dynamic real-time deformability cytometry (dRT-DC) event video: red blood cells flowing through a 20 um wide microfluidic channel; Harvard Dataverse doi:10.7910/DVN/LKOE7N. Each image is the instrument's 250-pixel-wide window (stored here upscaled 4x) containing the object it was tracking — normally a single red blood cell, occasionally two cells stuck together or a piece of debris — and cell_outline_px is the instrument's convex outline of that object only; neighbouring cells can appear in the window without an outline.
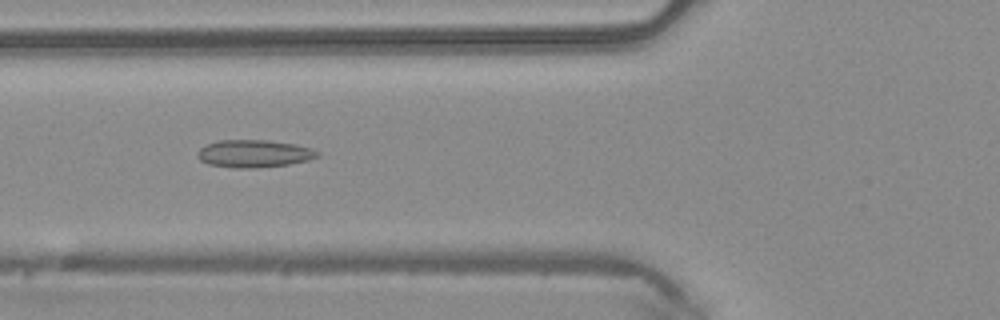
{"species": "common noctule bat (a hibernating species)", "species_latin": "Nyctalus noctula", "temperature_condition": "warm", "stored_images_in_passage": 47, "camera_frame_rate_fps": 3000, "um_per_image_px": 0.085, "animal": {"sex": "male", "body_mass_g": 20.4}, "frame": {"image": 1, "passage_image": 17, "time_ms": 5.333, "image_size_px": [1000, 320], "cell_outline_px": [[320, 156], [308, 160], [288, 164], [252, 168], [236, 168], [208, 164], [200, 160], [196, 156], [196, 152], [204, 144], [216, 140], [268, 140], [296, 144], [312, 148], [320, 152]], "centroid_in_image_um": [21.57, 13.04], "position_along_channel_um": 104.2, "area_um2": 19.48}}
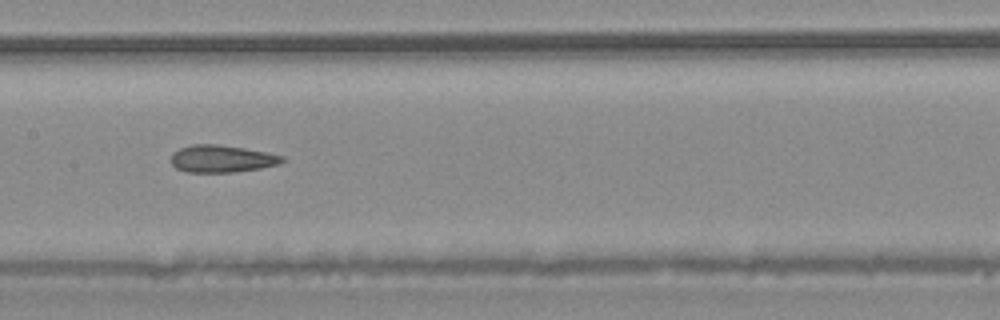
{"frame": {"image": 2, "passage_image": 23, "time_ms": 7.333, "image_size_px": [1000, 320], "cell_outline_px": [[284, 160], [280, 164], [260, 168], [232, 172], [184, 172], [176, 168], [172, 164], [172, 152], [180, 148], [192, 144], [216, 144], [244, 148], [284, 156]], "centroid_in_image_um": [18.82, 13.49], "position_along_channel_um": 188.6, "area_um2": 17.57}}
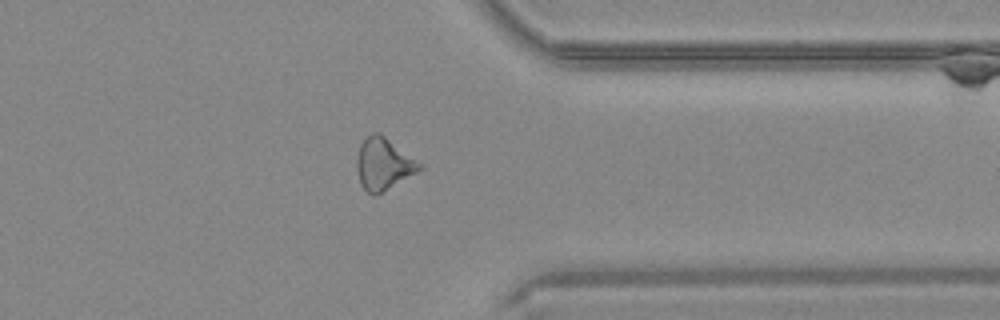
{"frame": {"image": 3, "passage_image": 37, "time_ms": 12.0, "image_size_px": [1000, 320], "cell_outline_px": [[424, 168], [376, 196], [372, 196], [360, 184], [356, 168], [356, 160], [360, 144], [372, 132], [380, 132], [424, 164]], "centroid_in_image_um": [32.62, 13.93], "position_along_channel_um": 378.8, "area_um2": 19.31}, "authors_computed_cell_mechanics": {"area_um2": 18.8428, "velocity_mm_per_s": 4.2064, "shape_relaxation_time_tau1_ms": null, "shape_relaxation_time_tau2_ms": 3.2544, "deformation_change_tau1": null, "deformation_change_tau2": 0.1431}}